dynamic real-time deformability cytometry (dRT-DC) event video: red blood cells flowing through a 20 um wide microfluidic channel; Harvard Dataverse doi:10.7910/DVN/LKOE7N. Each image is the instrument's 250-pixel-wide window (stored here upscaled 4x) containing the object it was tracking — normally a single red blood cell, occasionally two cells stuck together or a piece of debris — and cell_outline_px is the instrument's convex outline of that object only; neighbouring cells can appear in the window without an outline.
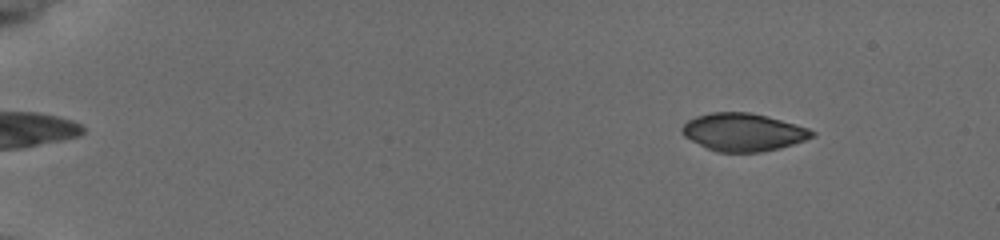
{"species": "common noctule bat (a hibernating species)", "species_latin": "Nyctalus noctula", "temperature_condition": "cold", "stored_images_in_passage": 55, "camera_frame_rate_fps": 3000, "um_per_image_px": 0.085, "animal": {"sex": "female", "body_mass_g": 19.5, "forearm_length_mm": 54.1}, "frame": {"image": 1, "passage_image": 7, "time_ms": 2.0, "image_size_px": [1000, 240], "cell_outline_px": [[816, 136], [780, 148], [760, 152], [716, 152], [684, 136], [680, 132], [680, 128], [688, 120], [696, 116], [712, 112], [748, 112], [796, 124], [808, 128], [816, 132]], "centroid_in_image_um": [63.17, 11.23], "position_along_channel_um": 21.8, "area_um2": 28.44}}
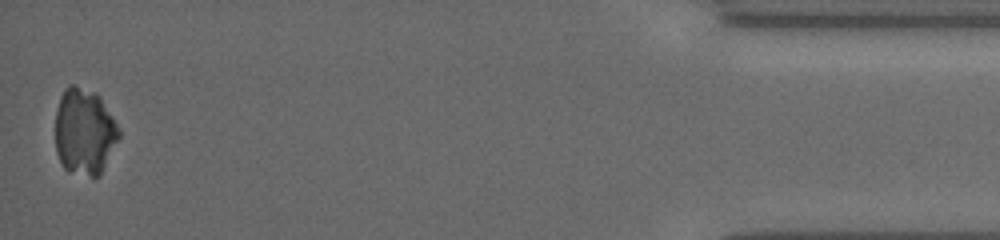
{"frame": {"image": 2, "passage_image": 55, "time_ms": 18.0, "image_size_px": [1000, 240], "cell_outline_px": [[120, 136], [100, 176], [92, 176], [68, 172], [64, 168], [56, 152], [56, 112], [60, 96], [64, 88], [68, 84], [72, 84], [96, 92], [100, 96], [120, 128]], "centroid_in_image_um": [7.18, 11.17], "position_along_channel_um": 428.0, "area_um2": 32.31}}